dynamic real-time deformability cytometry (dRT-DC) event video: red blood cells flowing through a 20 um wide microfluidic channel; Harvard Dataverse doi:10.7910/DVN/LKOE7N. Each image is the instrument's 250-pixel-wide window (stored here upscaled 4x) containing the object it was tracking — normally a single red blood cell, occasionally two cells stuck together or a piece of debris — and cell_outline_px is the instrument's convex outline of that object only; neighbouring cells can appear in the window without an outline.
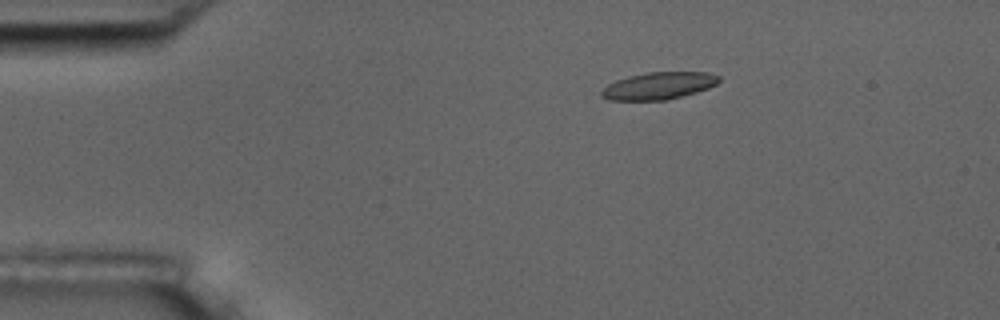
{"species": "common noctule bat (a hibernating species)", "species_latin": "Nyctalus noctula", "temperature_condition": "room temperature", "stored_images_in_passage": 4, "camera_frame_rate_fps": 3000, "um_per_image_px": 0.085, "animal": {"sex": "male", "body_mass_g": 17.5, "forearm_length_mm": 52.3}, "frame": {"image": 1, "passage_image": 2, "time_ms": 0.333, "image_size_px": [1000, 320], "cell_outline_px": [[720, 80], [716, 84], [708, 88], [696, 92], [664, 100], [608, 100], [600, 96], [600, 92], [608, 84], [616, 80], [628, 76], [648, 72], [708, 72], [720, 76]], "centroid_in_image_um": [55.97, 7.28], "position_along_channel_um": 29.0, "area_um2": 18.55}}
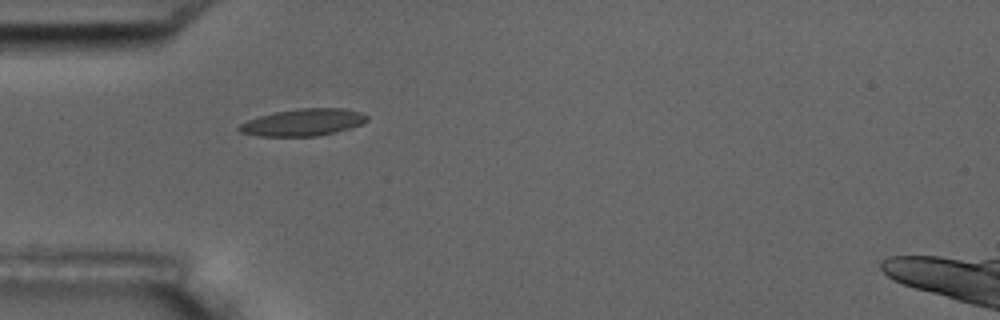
{"frame": {"image": 2, "passage_image": 4, "time_ms": 1.0, "image_size_px": [1000, 320], "cell_outline_px": [[368, 120], [352, 128], [316, 136], [256, 136], [240, 132], [236, 128], [240, 124], [248, 120], [260, 116], [276, 112], [300, 108], [344, 108], [360, 112], [368, 116]], "centroid_in_image_um": [25.76, 10.4], "position_along_channel_um": 59.2, "area_um2": 20.06}}